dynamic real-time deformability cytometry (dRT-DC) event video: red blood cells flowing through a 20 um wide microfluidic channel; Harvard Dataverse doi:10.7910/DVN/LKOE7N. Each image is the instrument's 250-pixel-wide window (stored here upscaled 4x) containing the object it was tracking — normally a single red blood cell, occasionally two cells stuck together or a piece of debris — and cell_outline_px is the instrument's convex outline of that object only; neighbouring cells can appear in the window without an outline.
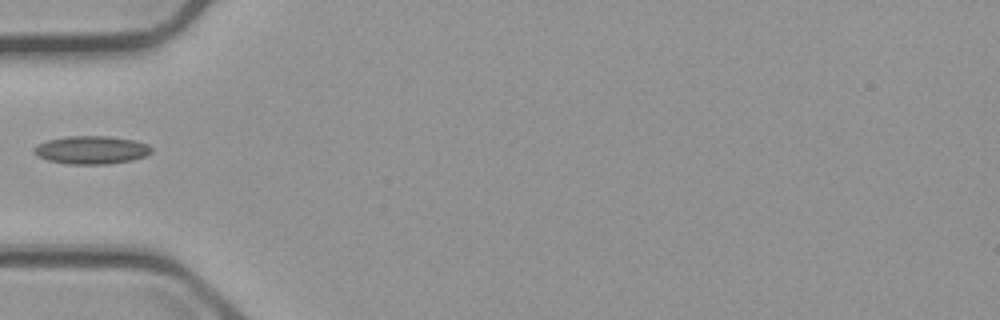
{"species": "common noctule bat (a hibernating species)", "species_latin": "Nyctalus noctula", "temperature_condition": "cold", "stored_images_in_passage": 5, "camera_frame_rate_fps": 3000, "um_per_image_px": 0.085, "animal": {"sex": "male", "body_mass_g": 23.1, "forearm_length_mm": 52.7}, "frame": {"image": 1, "passage_image": 5, "time_ms": 4.667, "image_size_px": [1000, 320], "cell_outline_px": [[152, 152], [144, 156], [132, 160], [108, 164], [68, 164], [48, 160], [32, 152], [32, 148], [36, 144], [48, 140], [68, 136], [108, 136], [136, 140], [148, 144], [152, 148]], "centroid_in_image_um": [7.77, 12.74], "position_along_channel_um": 77.2, "area_um2": 19.31}}